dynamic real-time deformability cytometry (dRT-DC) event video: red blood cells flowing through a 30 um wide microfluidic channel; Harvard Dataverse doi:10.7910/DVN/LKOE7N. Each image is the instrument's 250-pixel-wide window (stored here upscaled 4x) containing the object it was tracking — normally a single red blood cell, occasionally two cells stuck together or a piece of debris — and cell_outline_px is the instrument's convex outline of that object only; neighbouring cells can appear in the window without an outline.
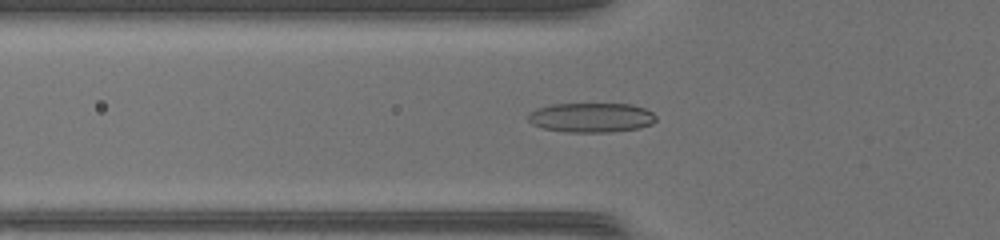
{"species": "common noctule bat (a hibernating species)", "species_latin": "Nyctalus noctula", "temperature_condition": "warm", "stored_images_in_passage": 48, "camera_frame_rate_fps": 3000, "um_per_image_px": 0.085, "animal": {"sex": "female", "body_mass_g": 17.0, "forearm_length_mm": 48.0}, "frame": {"image": 1, "passage_image": 17, "time_ms": 5.333, "image_size_px": [1000, 240], "cell_outline_px": [[656, 120], [652, 124], [640, 128], [608, 132], [564, 132], [544, 128], [532, 124], [528, 120], [528, 116], [536, 108], [552, 104], [632, 104], [644, 108], [652, 112], [656, 116]], "centroid_in_image_um": [50.28, 9.99], "position_along_channel_um": 75.5, "area_um2": 22.02}}
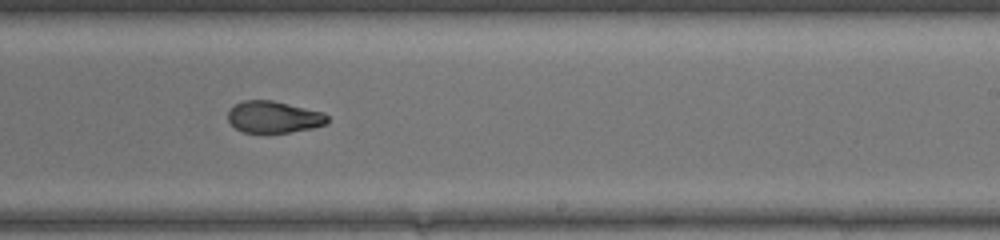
{"frame": {"image": 2, "passage_image": 30, "time_ms": 9.667, "image_size_px": [1000, 240], "cell_outline_px": [[328, 124], [312, 128], [288, 132], [244, 132], [236, 128], [228, 120], [228, 112], [236, 104], [244, 100], [272, 100], [324, 112], [328, 116]], "centroid_in_image_um": [23.3, 9.94], "position_along_channel_um": 265.7, "area_um2": 18.26}}
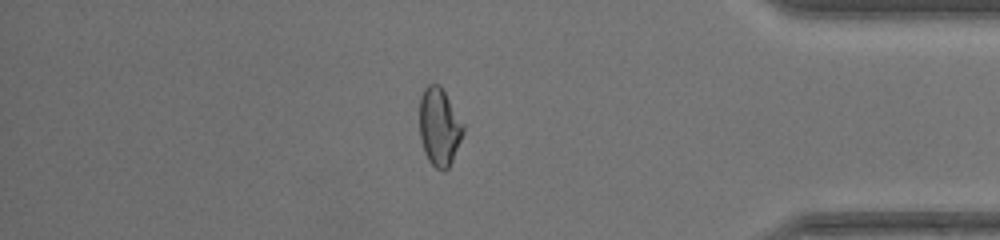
{"frame": {"image": 3, "passage_image": 41, "time_ms": 13.333, "image_size_px": [1000, 240], "cell_outline_px": [[464, 132], [452, 160], [448, 168], [444, 172], [436, 168], [428, 160], [424, 152], [420, 136], [420, 96], [424, 88], [428, 84], [440, 84], [464, 124]], "centroid_in_image_um": [37.34, 10.77], "position_along_channel_um": 397.9, "area_um2": 19.83}, "authors_computed_cell_mechanics": {"area_um2": 20.2589, "velocity_mm_per_s": 4.38, "shape_relaxation_time_tau1_ms": null, "shape_relaxation_time_tau2_ms": 1.8605, "deformation_change_tau1": null, "deformation_change_tau2": 0.0727}}